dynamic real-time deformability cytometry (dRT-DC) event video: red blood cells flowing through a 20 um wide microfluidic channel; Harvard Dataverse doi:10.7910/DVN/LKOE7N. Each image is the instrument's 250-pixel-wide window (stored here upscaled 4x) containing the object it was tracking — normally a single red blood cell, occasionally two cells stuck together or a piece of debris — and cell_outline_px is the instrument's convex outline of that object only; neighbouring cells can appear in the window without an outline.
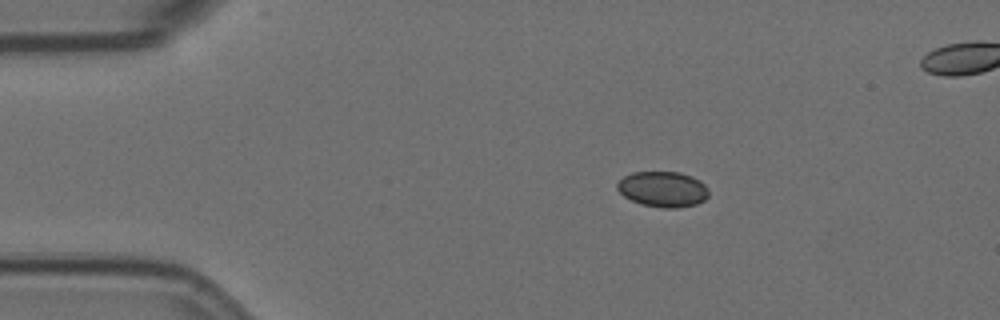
{"species": "Egyptian fruit bat (a non-hibernating species)", "species_latin": "Rousettus aegyptiacus", "temperature_condition": "room temperature", "stored_images_in_passage": 49, "segment_of_instrument_passage": [1, 2], "camera_frame_rate_fps": 3000, "um_per_image_px": 0.085, "animal": {"sex": "female"}, "frame": {"image": 1, "passage_image": 1, "time_ms": 0.0, "image_size_px": [1000, 320], "cell_outline_px": [[708, 196], [704, 200], [696, 204], [676, 208], [664, 208], [640, 204], [624, 196], [616, 188], [616, 184], [624, 176], [632, 172], [680, 172], [692, 176], [700, 180], [708, 188]], "centroid_in_image_um": [56.35, 16.08], "position_along_channel_um": 28.7, "area_um2": 19.02}}
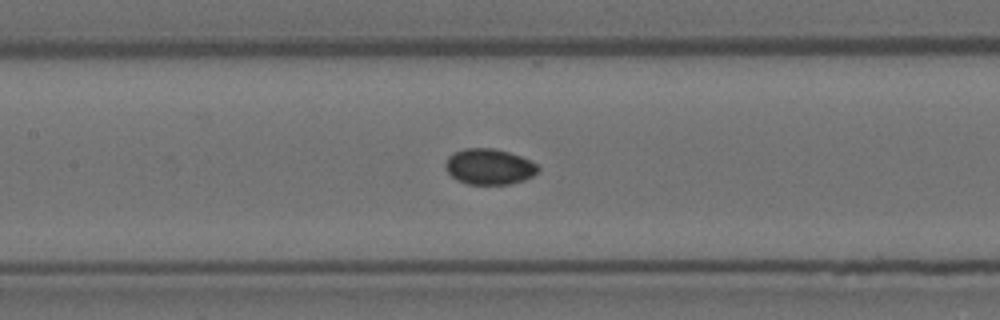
{"frame": {"image": 2, "passage_image": 17, "time_ms": 5.333, "image_size_px": [1000, 320], "cell_outline_px": [[540, 168], [532, 176], [524, 180], [512, 184], [468, 184], [456, 180], [448, 172], [444, 164], [448, 156], [464, 148], [492, 148], [508, 152], [520, 156], [536, 164]], "centroid_in_image_um": [41.56, 14.17], "position_along_channel_um": 165.8, "area_um2": 19.19}}
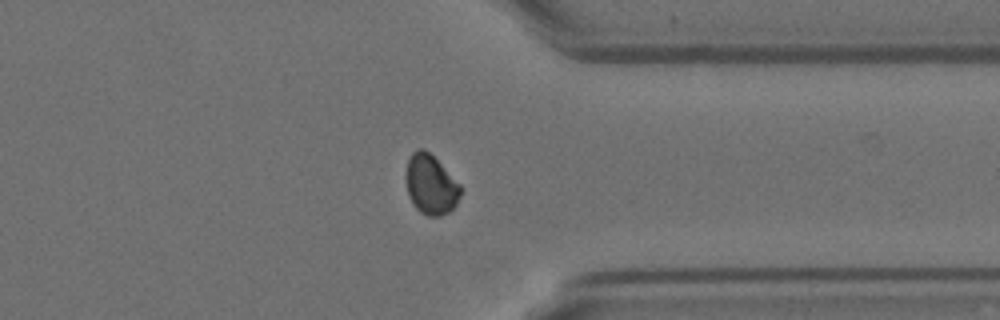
{"frame": {"image": 3, "passage_image": 35, "time_ms": 11.333, "image_size_px": [1000, 320], "cell_outline_px": [[460, 196], [456, 204], [448, 212], [440, 216], [428, 216], [420, 212], [412, 204], [408, 196], [408, 160], [412, 152], [420, 148], [424, 148], [460, 184]], "centroid_in_image_um": [36.62, 15.72], "position_along_channel_um": 374.8, "area_um2": 18.44}}